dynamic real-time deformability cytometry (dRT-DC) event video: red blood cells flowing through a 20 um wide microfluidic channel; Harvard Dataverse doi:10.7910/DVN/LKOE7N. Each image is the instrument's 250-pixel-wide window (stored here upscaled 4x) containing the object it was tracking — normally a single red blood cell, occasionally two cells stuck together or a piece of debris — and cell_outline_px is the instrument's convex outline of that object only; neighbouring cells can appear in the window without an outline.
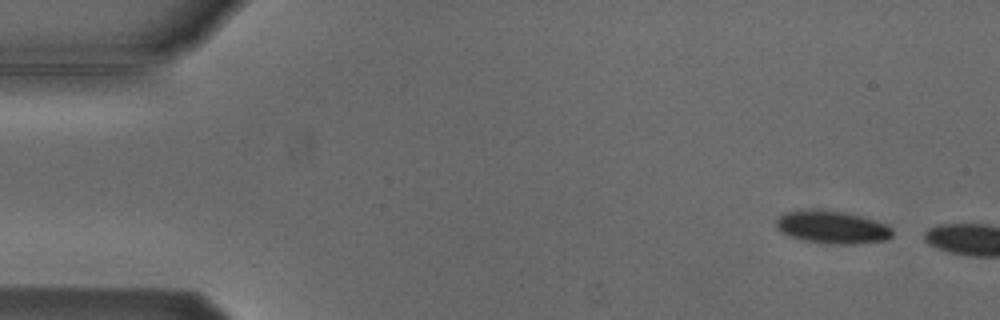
{"species": "Egyptian fruit bat (a non-hibernating species)", "species_latin": "Rousettus aegyptiacus", "temperature_condition": "cold", "stored_images_in_passage": 2, "camera_frame_rate_fps": 3000, "um_per_image_px": 0.085, "animal": {"sex": "male"}, "frame": {"image": 1, "passage_image": 1, "time_ms": 0.0, "image_size_px": [1000, 320], "cell_outline_px": [[892, 236], [888, 240], [856, 244], [824, 244], [804, 240], [780, 232], [776, 228], [776, 220], [784, 212], [812, 208], [820, 208], [844, 212], [876, 220], [888, 224], [892, 228]], "centroid_in_image_um": [70.74, 19.3], "position_along_channel_um": 14.3, "area_um2": 22.66}}